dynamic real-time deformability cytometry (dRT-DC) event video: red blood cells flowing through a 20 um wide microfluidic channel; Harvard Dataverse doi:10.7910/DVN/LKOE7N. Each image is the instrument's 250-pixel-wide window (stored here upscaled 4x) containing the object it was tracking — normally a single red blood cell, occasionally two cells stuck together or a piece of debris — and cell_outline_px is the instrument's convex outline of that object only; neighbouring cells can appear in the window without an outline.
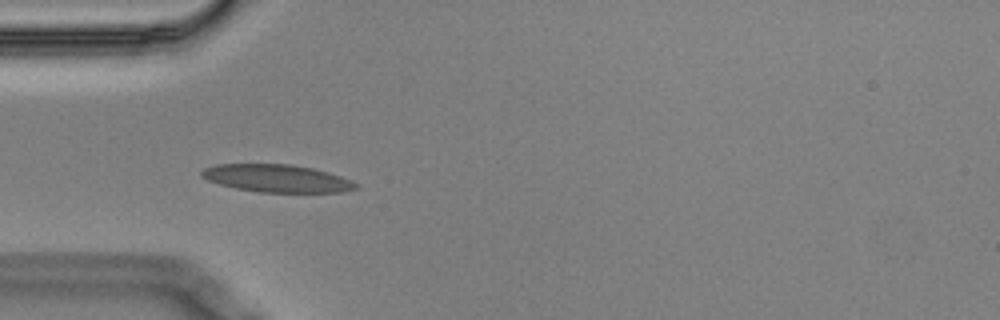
{"species": "Egyptian fruit bat (a non-hibernating species)", "species_latin": "Rousettus aegyptiacus", "temperature_condition": "cold", "stored_images_in_passage": 41, "camera_frame_rate_fps": 3000, "um_per_image_px": 0.085, "animal": {"sex": "male"}, "frame": {"image": 1, "passage_image": 1, "time_ms": 0.0, "image_size_px": [1000, 320], "cell_outline_px": [[360, 188], [344, 192], [260, 192], [236, 188], [220, 184], [208, 180], [200, 176], [200, 172], [204, 168], [216, 164], [292, 164], [312, 168], [328, 172], [352, 180], [360, 184]], "centroid_in_image_um": [23.58, 15.16], "position_along_channel_um": 61.4, "area_um2": 24.97}}
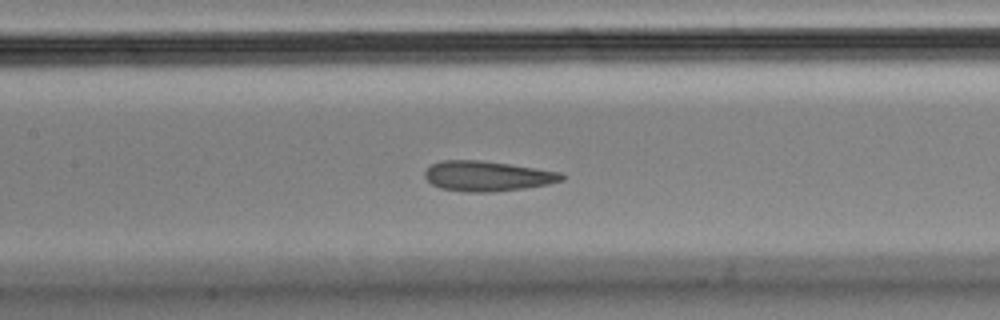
{"frame": {"image": 2, "passage_image": 10, "time_ms": 3.0, "image_size_px": [1000, 320], "cell_outline_px": [[568, 176], [564, 180], [548, 184], [524, 188], [492, 192], [464, 192], [440, 188], [432, 184], [424, 176], [424, 172], [432, 164], [440, 160], [480, 160], [508, 164], [560, 172]], "centroid_in_image_um": [41.42, 14.97], "position_along_channel_um": 166.0, "area_um2": 24.04}}
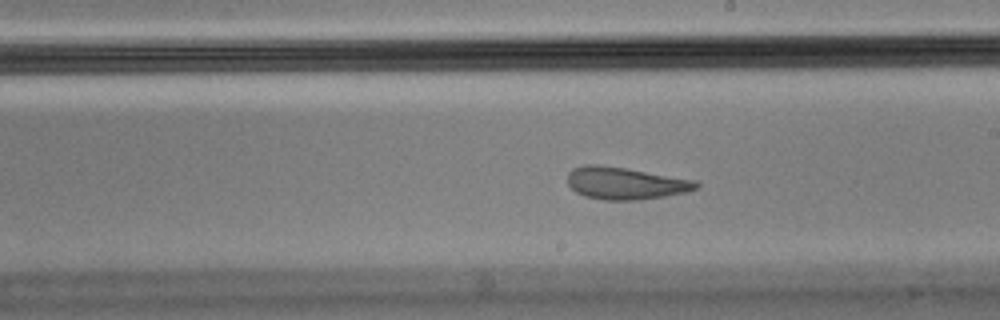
{"frame": {"image": 3, "passage_image": 16, "time_ms": 5.0, "image_size_px": [1000, 320], "cell_outline_px": [[700, 184], [696, 188], [688, 192], [640, 200], [604, 200], [584, 196], [576, 192], [568, 184], [568, 172], [572, 168], [584, 164], [600, 164], [628, 168], [696, 180]], "centroid_in_image_um": [53.14, 15.56], "position_along_channel_um": 235.9, "area_um2": 24.45}, "authors_computed_cell_mechanics": {"area_um2": 24.9118, "velocity_mm_per_s": 3.5133, "shape_relaxation_time_tau1_ms": null, "shape_relaxation_time_tau2_ms": 2.0068, "deformation_change_tau1": null, "deformation_change_tau2": 0.0711}}